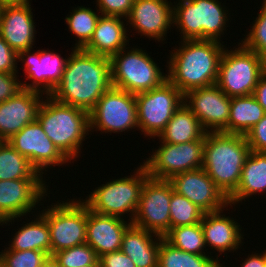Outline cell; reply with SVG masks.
Instances as JSON below:
<instances>
[{"instance_id": "obj_11", "label": "cell", "mask_w": 266, "mask_h": 267, "mask_svg": "<svg viewBox=\"0 0 266 267\" xmlns=\"http://www.w3.org/2000/svg\"><path fill=\"white\" fill-rule=\"evenodd\" d=\"M90 133L101 131L110 134L138 130L135 94L111 87L89 112Z\"/></svg>"}, {"instance_id": "obj_41", "label": "cell", "mask_w": 266, "mask_h": 267, "mask_svg": "<svg viewBox=\"0 0 266 267\" xmlns=\"http://www.w3.org/2000/svg\"><path fill=\"white\" fill-rule=\"evenodd\" d=\"M19 75L0 72V103L15 96L23 89Z\"/></svg>"}, {"instance_id": "obj_32", "label": "cell", "mask_w": 266, "mask_h": 267, "mask_svg": "<svg viewBox=\"0 0 266 267\" xmlns=\"http://www.w3.org/2000/svg\"><path fill=\"white\" fill-rule=\"evenodd\" d=\"M163 238L168 243L184 252L208 255V252L207 254L205 252L208 249H206L201 222L193 225L172 227Z\"/></svg>"}, {"instance_id": "obj_17", "label": "cell", "mask_w": 266, "mask_h": 267, "mask_svg": "<svg viewBox=\"0 0 266 267\" xmlns=\"http://www.w3.org/2000/svg\"><path fill=\"white\" fill-rule=\"evenodd\" d=\"M168 181L176 193L186 197L204 213L216 212L229 205L228 198L203 168L175 174Z\"/></svg>"}, {"instance_id": "obj_46", "label": "cell", "mask_w": 266, "mask_h": 267, "mask_svg": "<svg viewBox=\"0 0 266 267\" xmlns=\"http://www.w3.org/2000/svg\"><path fill=\"white\" fill-rule=\"evenodd\" d=\"M41 267H60L59 264L54 260L52 256L43 263Z\"/></svg>"}, {"instance_id": "obj_16", "label": "cell", "mask_w": 266, "mask_h": 267, "mask_svg": "<svg viewBox=\"0 0 266 267\" xmlns=\"http://www.w3.org/2000/svg\"><path fill=\"white\" fill-rule=\"evenodd\" d=\"M184 104L200 121L206 132L228 133L231 97L216 84L189 90Z\"/></svg>"}, {"instance_id": "obj_25", "label": "cell", "mask_w": 266, "mask_h": 267, "mask_svg": "<svg viewBox=\"0 0 266 267\" xmlns=\"http://www.w3.org/2000/svg\"><path fill=\"white\" fill-rule=\"evenodd\" d=\"M160 241L161 236L131 224L123 234L120 250L136 267H158Z\"/></svg>"}, {"instance_id": "obj_4", "label": "cell", "mask_w": 266, "mask_h": 267, "mask_svg": "<svg viewBox=\"0 0 266 267\" xmlns=\"http://www.w3.org/2000/svg\"><path fill=\"white\" fill-rule=\"evenodd\" d=\"M37 120L58 150L70 161L79 157L90 132L89 112L44 96Z\"/></svg>"}, {"instance_id": "obj_18", "label": "cell", "mask_w": 266, "mask_h": 267, "mask_svg": "<svg viewBox=\"0 0 266 267\" xmlns=\"http://www.w3.org/2000/svg\"><path fill=\"white\" fill-rule=\"evenodd\" d=\"M31 50L18 52L17 61L25 65L26 80L32 79L30 84L27 81L21 82L22 87L49 95L62 79L67 58L64 59L57 53L43 49L35 52Z\"/></svg>"}, {"instance_id": "obj_35", "label": "cell", "mask_w": 266, "mask_h": 267, "mask_svg": "<svg viewBox=\"0 0 266 267\" xmlns=\"http://www.w3.org/2000/svg\"><path fill=\"white\" fill-rule=\"evenodd\" d=\"M52 257L60 267L99 265L95 250L87 243L55 252Z\"/></svg>"}, {"instance_id": "obj_12", "label": "cell", "mask_w": 266, "mask_h": 267, "mask_svg": "<svg viewBox=\"0 0 266 267\" xmlns=\"http://www.w3.org/2000/svg\"><path fill=\"white\" fill-rule=\"evenodd\" d=\"M205 139L180 144L161 142L143 163L150 178L169 180L173 175L202 168Z\"/></svg>"}, {"instance_id": "obj_3", "label": "cell", "mask_w": 266, "mask_h": 267, "mask_svg": "<svg viewBox=\"0 0 266 267\" xmlns=\"http://www.w3.org/2000/svg\"><path fill=\"white\" fill-rule=\"evenodd\" d=\"M250 151L245 135L206 132L202 168L227 198L239 185Z\"/></svg>"}, {"instance_id": "obj_24", "label": "cell", "mask_w": 266, "mask_h": 267, "mask_svg": "<svg viewBox=\"0 0 266 267\" xmlns=\"http://www.w3.org/2000/svg\"><path fill=\"white\" fill-rule=\"evenodd\" d=\"M125 18L101 15L97 21L93 36L83 50L111 58L127 48L130 34L124 24Z\"/></svg>"}, {"instance_id": "obj_1", "label": "cell", "mask_w": 266, "mask_h": 267, "mask_svg": "<svg viewBox=\"0 0 266 267\" xmlns=\"http://www.w3.org/2000/svg\"><path fill=\"white\" fill-rule=\"evenodd\" d=\"M68 55L62 79L49 96L90 112L112 87L111 59L83 49H73Z\"/></svg>"}, {"instance_id": "obj_19", "label": "cell", "mask_w": 266, "mask_h": 267, "mask_svg": "<svg viewBox=\"0 0 266 267\" xmlns=\"http://www.w3.org/2000/svg\"><path fill=\"white\" fill-rule=\"evenodd\" d=\"M126 24L141 36L160 42L173 27V3L168 0H135ZM172 25V27H171Z\"/></svg>"}, {"instance_id": "obj_20", "label": "cell", "mask_w": 266, "mask_h": 267, "mask_svg": "<svg viewBox=\"0 0 266 267\" xmlns=\"http://www.w3.org/2000/svg\"><path fill=\"white\" fill-rule=\"evenodd\" d=\"M42 96L41 92L23 88L12 98L0 103V141L9 140L27 124L37 120Z\"/></svg>"}, {"instance_id": "obj_48", "label": "cell", "mask_w": 266, "mask_h": 267, "mask_svg": "<svg viewBox=\"0 0 266 267\" xmlns=\"http://www.w3.org/2000/svg\"><path fill=\"white\" fill-rule=\"evenodd\" d=\"M262 4L266 7V0H263Z\"/></svg>"}, {"instance_id": "obj_39", "label": "cell", "mask_w": 266, "mask_h": 267, "mask_svg": "<svg viewBox=\"0 0 266 267\" xmlns=\"http://www.w3.org/2000/svg\"><path fill=\"white\" fill-rule=\"evenodd\" d=\"M251 151L266 152V113L245 135Z\"/></svg>"}, {"instance_id": "obj_26", "label": "cell", "mask_w": 266, "mask_h": 267, "mask_svg": "<svg viewBox=\"0 0 266 267\" xmlns=\"http://www.w3.org/2000/svg\"><path fill=\"white\" fill-rule=\"evenodd\" d=\"M263 192H266V152L250 151L242 168L239 185L228 198L229 206Z\"/></svg>"}, {"instance_id": "obj_34", "label": "cell", "mask_w": 266, "mask_h": 267, "mask_svg": "<svg viewBox=\"0 0 266 267\" xmlns=\"http://www.w3.org/2000/svg\"><path fill=\"white\" fill-rule=\"evenodd\" d=\"M170 229L200 223L204 212L186 197L172 191L170 201Z\"/></svg>"}, {"instance_id": "obj_33", "label": "cell", "mask_w": 266, "mask_h": 267, "mask_svg": "<svg viewBox=\"0 0 266 267\" xmlns=\"http://www.w3.org/2000/svg\"><path fill=\"white\" fill-rule=\"evenodd\" d=\"M96 9L97 11H94L91 8L78 6L70 12V15L65 17V23L68 25V30L78 38L72 49H83L90 42L97 21L101 16L98 8Z\"/></svg>"}, {"instance_id": "obj_8", "label": "cell", "mask_w": 266, "mask_h": 267, "mask_svg": "<svg viewBox=\"0 0 266 267\" xmlns=\"http://www.w3.org/2000/svg\"><path fill=\"white\" fill-rule=\"evenodd\" d=\"M133 47L124 48L110 58L111 83L114 88L136 95L160 86L167 80V74L145 50Z\"/></svg>"}, {"instance_id": "obj_37", "label": "cell", "mask_w": 266, "mask_h": 267, "mask_svg": "<svg viewBox=\"0 0 266 267\" xmlns=\"http://www.w3.org/2000/svg\"><path fill=\"white\" fill-rule=\"evenodd\" d=\"M257 14L251 30L244 35V41L242 40L241 43L266 61V7L263 4Z\"/></svg>"}, {"instance_id": "obj_36", "label": "cell", "mask_w": 266, "mask_h": 267, "mask_svg": "<svg viewBox=\"0 0 266 267\" xmlns=\"http://www.w3.org/2000/svg\"><path fill=\"white\" fill-rule=\"evenodd\" d=\"M0 264L3 267H41L48 255L40 250H1Z\"/></svg>"}, {"instance_id": "obj_22", "label": "cell", "mask_w": 266, "mask_h": 267, "mask_svg": "<svg viewBox=\"0 0 266 267\" xmlns=\"http://www.w3.org/2000/svg\"><path fill=\"white\" fill-rule=\"evenodd\" d=\"M131 224L124 218L98 214L87 207L86 243L95 250L98 257L119 251L123 234Z\"/></svg>"}, {"instance_id": "obj_13", "label": "cell", "mask_w": 266, "mask_h": 267, "mask_svg": "<svg viewBox=\"0 0 266 267\" xmlns=\"http://www.w3.org/2000/svg\"><path fill=\"white\" fill-rule=\"evenodd\" d=\"M173 186L168 180L148 178L142 187L132 224L163 237L170 229Z\"/></svg>"}, {"instance_id": "obj_44", "label": "cell", "mask_w": 266, "mask_h": 267, "mask_svg": "<svg viewBox=\"0 0 266 267\" xmlns=\"http://www.w3.org/2000/svg\"><path fill=\"white\" fill-rule=\"evenodd\" d=\"M263 254V255H261ZM256 253L252 252V254L247 258H245V260L242 262V264H240V267H266V250L265 253ZM222 267H225L224 265H222Z\"/></svg>"}, {"instance_id": "obj_28", "label": "cell", "mask_w": 266, "mask_h": 267, "mask_svg": "<svg viewBox=\"0 0 266 267\" xmlns=\"http://www.w3.org/2000/svg\"><path fill=\"white\" fill-rule=\"evenodd\" d=\"M29 223L18 228L9 245L4 250H40L51 256L50 230L46 218L39 213Z\"/></svg>"}, {"instance_id": "obj_29", "label": "cell", "mask_w": 266, "mask_h": 267, "mask_svg": "<svg viewBox=\"0 0 266 267\" xmlns=\"http://www.w3.org/2000/svg\"><path fill=\"white\" fill-rule=\"evenodd\" d=\"M264 115L263 107L253 95L232 97L228 133L246 135Z\"/></svg>"}, {"instance_id": "obj_2", "label": "cell", "mask_w": 266, "mask_h": 267, "mask_svg": "<svg viewBox=\"0 0 266 267\" xmlns=\"http://www.w3.org/2000/svg\"><path fill=\"white\" fill-rule=\"evenodd\" d=\"M181 44V45H180ZM170 51L167 79L183 94L216 84L224 46L216 40H182Z\"/></svg>"}, {"instance_id": "obj_6", "label": "cell", "mask_w": 266, "mask_h": 267, "mask_svg": "<svg viewBox=\"0 0 266 267\" xmlns=\"http://www.w3.org/2000/svg\"><path fill=\"white\" fill-rule=\"evenodd\" d=\"M148 178L146 167L140 164L131 176L113 179L102 184L81 201L89 210L98 214L124 218V214L129 213L128 221L132 223L142 187Z\"/></svg>"}, {"instance_id": "obj_15", "label": "cell", "mask_w": 266, "mask_h": 267, "mask_svg": "<svg viewBox=\"0 0 266 267\" xmlns=\"http://www.w3.org/2000/svg\"><path fill=\"white\" fill-rule=\"evenodd\" d=\"M7 142L25 156L42 176L47 168L70 162L46 135L38 120L27 124Z\"/></svg>"}, {"instance_id": "obj_47", "label": "cell", "mask_w": 266, "mask_h": 267, "mask_svg": "<svg viewBox=\"0 0 266 267\" xmlns=\"http://www.w3.org/2000/svg\"><path fill=\"white\" fill-rule=\"evenodd\" d=\"M87 267H100V265H90V266H87Z\"/></svg>"}, {"instance_id": "obj_14", "label": "cell", "mask_w": 266, "mask_h": 267, "mask_svg": "<svg viewBox=\"0 0 266 267\" xmlns=\"http://www.w3.org/2000/svg\"><path fill=\"white\" fill-rule=\"evenodd\" d=\"M44 182L43 179L0 180V225L9 223V226L15 219L33 213L31 210L48 196Z\"/></svg>"}, {"instance_id": "obj_23", "label": "cell", "mask_w": 266, "mask_h": 267, "mask_svg": "<svg viewBox=\"0 0 266 267\" xmlns=\"http://www.w3.org/2000/svg\"><path fill=\"white\" fill-rule=\"evenodd\" d=\"M223 210H228V206L227 209L204 213L201 220L206 246L220 254L236 251L244 239L240 224L233 217L222 214Z\"/></svg>"}, {"instance_id": "obj_9", "label": "cell", "mask_w": 266, "mask_h": 267, "mask_svg": "<svg viewBox=\"0 0 266 267\" xmlns=\"http://www.w3.org/2000/svg\"><path fill=\"white\" fill-rule=\"evenodd\" d=\"M138 129L155 139L166 128L173 114L184 104V94L168 79L160 86L135 95ZM153 136V137H152Z\"/></svg>"}, {"instance_id": "obj_45", "label": "cell", "mask_w": 266, "mask_h": 267, "mask_svg": "<svg viewBox=\"0 0 266 267\" xmlns=\"http://www.w3.org/2000/svg\"><path fill=\"white\" fill-rule=\"evenodd\" d=\"M30 0H0V6H13L29 4Z\"/></svg>"}, {"instance_id": "obj_10", "label": "cell", "mask_w": 266, "mask_h": 267, "mask_svg": "<svg viewBox=\"0 0 266 267\" xmlns=\"http://www.w3.org/2000/svg\"><path fill=\"white\" fill-rule=\"evenodd\" d=\"M74 200L57 201L41 210L50 230L51 256L86 243L87 206L80 198Z\"/></svg>"}, {"instance_id": "obj_42", "label": "cell", "mask_w": 266, "mask_h": 267, "mask_svg": "<svg viewBox=\"0 0 266 267\" xmlns=\"http://www.w3.org/2000/svg\"><path fill=\"white\" fill-rule=\"evenodd\" d=\"M100 267H136L133 260L121 250L99 256Z\"/></svg>"}, {"instance_id": "obj_38", "label": "cell", "mask_w": 266, "mask_h": 267, "mask_svg": "<svg viewBox=\"0 0 266 267\" xmlns=\"http://www.w3.org/2000/svg\"><path fill=\"white\" fill-rule=\"evenodd\" d=\"M135 0H96L101 15L127 18Z\"/></svg>"}, {"instance_id": "obj_31", "label": "cell", "mask_w": 266, "mask_h": 267, "mask_svg": "<svg viewBox=\"0 0 266 267\" xmlns=\"http://www.w3.org/2000/svg\"><path fill=\"white\" fill-rule=\"evenodd\" d=\"M217 258L209 255L184 252L168 243L161 237L158 256V267H222Z\"/></svg>"}, {"instance_id": "obj_30", "label": "cell", "mask_w": 266, "mask_h": 267, "mask_svg": "<svg viewBox=\"0 0 266 267\" xmlns=\"http://www.w3.org/2000/svg\"><path fill=\"white\" fill-rule=\"evenodd\" d=\"M13 179H43V176L7 141H0V180Z\"/></svg>"}, {"instance_id": "obj_43", "label": "cell", "mask_w": 266, "mask_h": 267, "mask_svg": "<svg viewBox=\"0 0 266 267\" xmlns=\"http://www.w3.org/2000/svg\"><path fill=\"white\" fill-rule=\"evenodd\" d=\"M266 113V72L259 78L252 94Z\"/></svg>"}, {"instance_id": "obj_40", "label": "cell", "mask_w": 266, "mask_h": 267, "mask_svg": "<svg viewBox=\"0 0 266 267\" xmlns=\"http://www.w3.org/2000/svg\"><path fill=\"white\" fill-rule=\"evenodd\" d=\"M18 53L0 35V72L18 75Z\"/></svg>"}, {"instance_id": "obj_7", "label": "cell", "mask_w": 266, "mask_h": 267, "mask_svg": "<svg viewBox=\"0 0 266 267\" xmlns=\"http://www.w3.org/2000/svg\"><path fill=\"white\" fill-rule=\"evenodd\" d=\"M222 53L216 85L228 97L252 95L259 78L266 72V61L241 42Z\"/></svg>"}, {"instance_id": "obj_21", "label": "cell", "mask_w": 266, "mask_h": 267, "mask_svg": "<svg viewBox=\"0 0 266 267\" xmlns=\"http://www.w3.org/2000/svg\"><path fill=\"white\" fill-rule=\"evenodd\" d=\"M30 4L2 6L0 11V35L17 53L33 49L35 25Z\"/></svg>"}, {"instance_id": "obj_5", "label": "cell", "mask_w": 266, "mask_h": 267, "mask_svg": "<svg viewBox=\"0 0 266 267\" xmlns=\"http://www.w3.org/2000/svg\"><path fill=\"white\" fill-rule=\"evenodd\" d=\"M173 2V27L179 29L180 40H216L226 31L228 10L218 0H179ZM227 12V13H226ZM222 34V35H221Z\"/></svg>"}, {"instance_id": "obj_27", "label": "cell", "mask_w": 266, "mask_h": 267, "mask_svg": "<svg viewBox=\"0 0 266 267\" xmlns=\"http://www.w3.org/2000/svg\"><path fill=\"white\" fill-rule=\"evenodd\" d=\"M205 135L206 131L198 118L183 104L173 114L158 139L160 142L180 144L205 139Z\"/></svg>"}]
</instances>
